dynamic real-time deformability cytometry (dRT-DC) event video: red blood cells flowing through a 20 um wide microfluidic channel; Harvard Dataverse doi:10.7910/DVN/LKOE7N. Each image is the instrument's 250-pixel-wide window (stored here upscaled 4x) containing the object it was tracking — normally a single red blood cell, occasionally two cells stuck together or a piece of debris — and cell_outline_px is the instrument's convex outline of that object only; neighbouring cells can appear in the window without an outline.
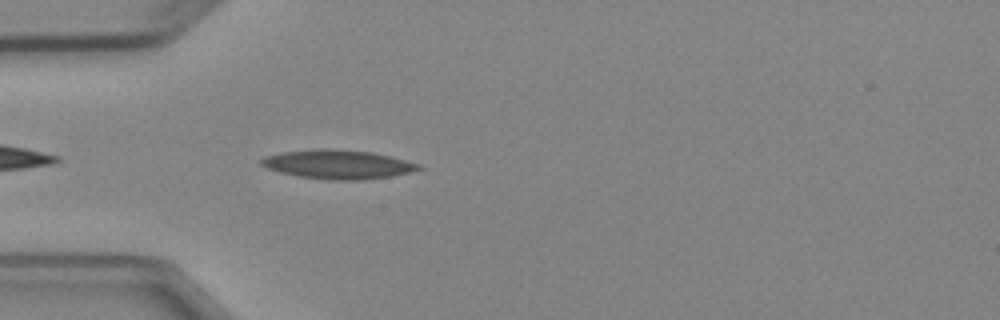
{"species": "Egyptian fruit bat (a non-hibernating species)", "species_latin": "Rousettus aegyptiacus", "temperature_condition": "cold", "stored_images_in_passage": 4, "camera_frame_rate_fps": 3000, "um_per_image_px": 0.085, "animal": {"sex": "female"}, "frame": {"image": 1, "passage_image": 4, "time_ms": 3.667, "image_size_px": [1000, 320], "cell_outline_px": [[424, 168], [392, 176], [360, 180], [332, 180], [300, 176], [280, 172], [268, 168], [260, 164], [260, 160], [264, 156], [280, 152], [316, 148], [324, 148], [372, 152], [420, 164]], "centroid_in_image_um": [28.69, 13.96], "position_along_channel_um": 56.3, "area_um2": 26.41}}